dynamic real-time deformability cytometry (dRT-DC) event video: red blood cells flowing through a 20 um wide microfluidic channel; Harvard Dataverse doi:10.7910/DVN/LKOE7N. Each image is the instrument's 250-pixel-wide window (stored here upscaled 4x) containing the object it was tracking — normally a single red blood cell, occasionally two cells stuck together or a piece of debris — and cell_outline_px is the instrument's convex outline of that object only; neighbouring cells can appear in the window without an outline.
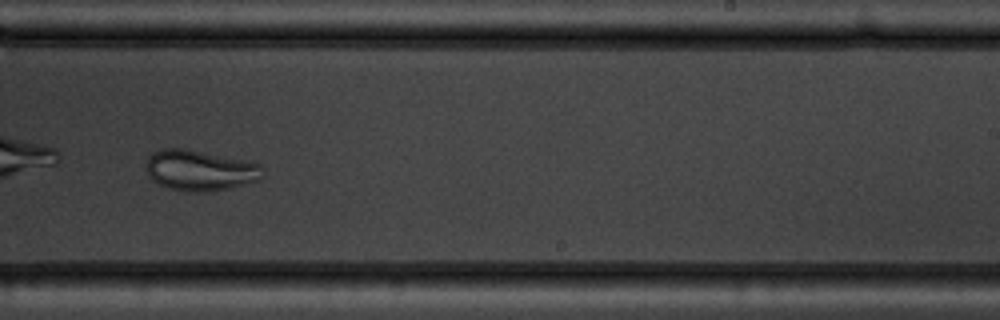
{"species": "common noctule bat (a hibernating species)", "species_latin": "Nyctalus noctula", "temperature_condition": "warm", "stored_images_in_passage": 10, "camera_frame_rate_fps": 3000, "um_per_image_px": 0.085, "animal": {"sex": "male", "body_mass_g": 19.5, "forearm_length_mm": 54.6}, "frame": {"image": 1, "passage_image": 6, "time_ms": 5.667, "image_size_px": [1000, 320], "cell_outline_px": [[264, 176], [260, 180], [212, 192], [184, 192], [168, 188], [152, 180], [148, 176], [148, 156], [152, 152], [164, 148], [184, 148], [252, 160], [260, 164], [264, 168]], "centroid_in_image_um": [17.06, 14.47], "position_along_channel_um": 271.9, "area_um2": 28.21}, "authors_computed_cell_mechanics": {"area_um2": 29.1601, "velocity_mm_per_s": 3.7488, "shape_relaxation_time_tau1_ms": 3.6611, "shape_relaxation_time_tau2_ms": 1.8301, "deformation_change_tau1": 0.1146, "deformation_change_tau2": 0.0285}}